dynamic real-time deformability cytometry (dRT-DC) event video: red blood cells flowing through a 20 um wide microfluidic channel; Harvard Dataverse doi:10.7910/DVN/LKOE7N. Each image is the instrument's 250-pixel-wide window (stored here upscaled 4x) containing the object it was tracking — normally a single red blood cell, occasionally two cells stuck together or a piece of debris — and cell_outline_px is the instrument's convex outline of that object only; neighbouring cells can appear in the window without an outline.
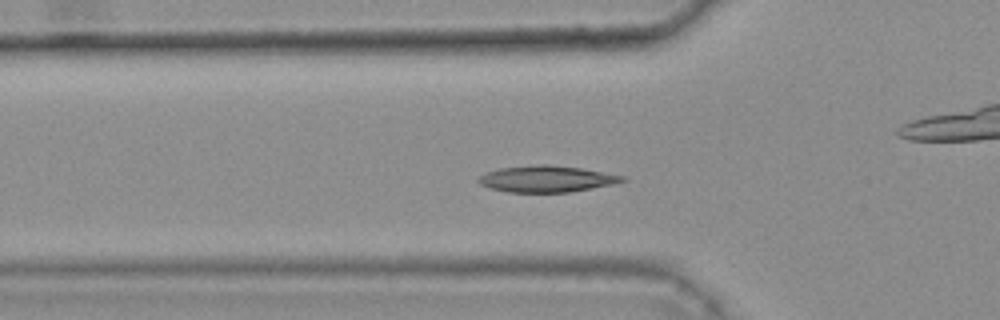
{"species": "common noctule bat (a hibernating species)", "species_latin": "Nyctalus noctula", "temperature_condition": "warm", "stored_images_in_passage": 34, "camera_frame_rate_fps": 3000, "um_per_image_px": 0.085, "animal": {"sex": "female", "body_mass_g": 25.1}, "frame": {"image": 1, "passage_image": 6, "time_ms": 1.667, "image_size_px": [1000, 320], "cell_outline_px": [[628, 180], [616, 184], [568, 192], [508, 192], [488, 188], [480, 184], [476, 180], [480, 176], [488, 172], [500, 168], [536, 164], [548, 164], [580, 168], [624, 176]], "centroid_in_image_um": [46.46, 15.21], "position_along_channel_um": 79.3, "area_um2": 22.14}}
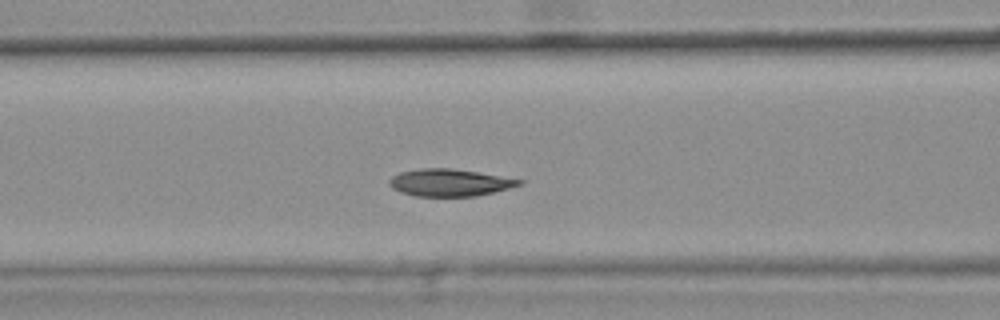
{"frame": {"image": 2, "passage_image": 10, "time_ms": 3.0, "image_size_px": [1000, 320], "cell_outline_px": [[524, 184], [476, 196], [416, 196], [400, 192], [392, 188], [388, 184], [388, 180], [392, 176], [400, 172], [420, 168], [448, 168], [476, 172], [524, 180]], "centroid_in_image_um": [38.18, 15.52], "position_along_channel_um": 128.4, "area_um2": 20.46}, "authors_computed_cell_mechanics": {"area_um2": 20.8947, "velocity_mm_per_s": 3.6513, "shape_relaxation_time_tau1_ms": 3.5744, "shape_relaxation_time_tau2_ms": null, "deformation_change_tau1": 0.1329, "deformation_change_tau2": null}}